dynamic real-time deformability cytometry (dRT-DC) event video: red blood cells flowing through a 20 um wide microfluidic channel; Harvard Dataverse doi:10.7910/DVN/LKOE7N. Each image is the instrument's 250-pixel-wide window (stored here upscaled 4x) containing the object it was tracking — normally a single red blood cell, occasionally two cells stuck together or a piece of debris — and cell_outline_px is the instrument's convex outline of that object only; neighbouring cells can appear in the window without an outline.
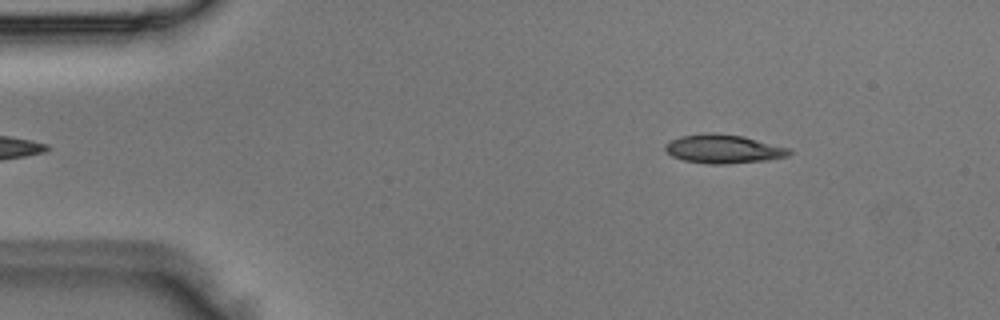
{"species": "Egyptian fruit bat (a non-hibernating species)", "species_latin": "Rousettus aegyptiacus", "temperature_condition": "room temperature", "stored_images_in_passage": 5, "segment_of_instrument_passage": [2, 2], "camera_frame_rate_fps": 3000, "um_per_image_px": 0.085, "animal": {"sex": "male"}, "frame": {"image": 1, "passage_image": 5, "time_ms": 1.333, "image_size_px": [1000, 320], "cell_outline_px": [[792, 152], [788, 156], [768, 160], [724, 164], [708, 164], [684, 160], [672, 156], [664, 148], [664, 144], [680, 136], [708, 132], [716, 132], [744, 136], [792, 148]], "centroid_in_image_um": [61.53, 12.65], "position_along_channel_um": 23.5, "area_um2": 21.04}}